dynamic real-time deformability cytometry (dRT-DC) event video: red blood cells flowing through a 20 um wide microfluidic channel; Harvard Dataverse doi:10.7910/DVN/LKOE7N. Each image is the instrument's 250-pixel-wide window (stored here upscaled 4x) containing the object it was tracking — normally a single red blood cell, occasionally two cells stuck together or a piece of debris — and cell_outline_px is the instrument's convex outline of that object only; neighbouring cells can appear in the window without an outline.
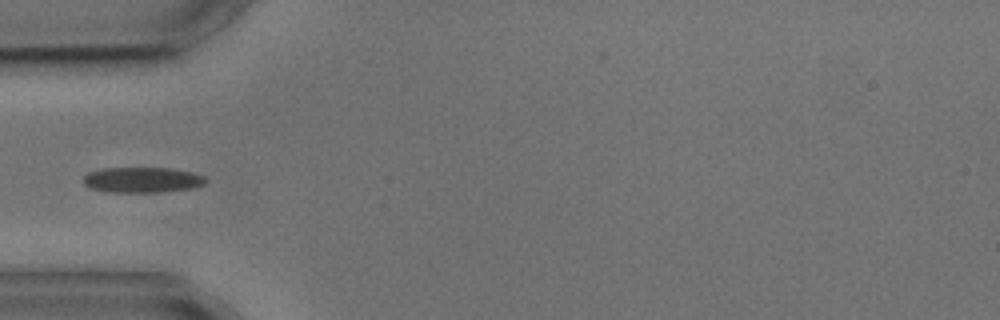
{"species": "common noctule bat (a hibernating species)", "species_latin": "Nyctalus noctula", "temperature_condition": "cold", "stored_images_in_passage": 7, "camera_frame_rate_fps": 3000, "um_per_image_px": 0.085, "animal": {"sex": "male", "body_mass_g": 17.9, "forearm_length_mm": 54.2}, "frame": {"image": 1, "passage_image": 5, "time_ms": 4.667, "image_size_px": [1000, 320], "cell_outline_px": [[204, 184], [192, 188], [160, 192], [108, 192], [92, 188], [84, 184], [84, 176], [88, 172], [100, 168], [168, 168], [192, 172], [204, 176]], "centroid_in_image_um": [12.06, 15.28], "position_along_channel_um": 72.9, "area_um2": 18.03}}